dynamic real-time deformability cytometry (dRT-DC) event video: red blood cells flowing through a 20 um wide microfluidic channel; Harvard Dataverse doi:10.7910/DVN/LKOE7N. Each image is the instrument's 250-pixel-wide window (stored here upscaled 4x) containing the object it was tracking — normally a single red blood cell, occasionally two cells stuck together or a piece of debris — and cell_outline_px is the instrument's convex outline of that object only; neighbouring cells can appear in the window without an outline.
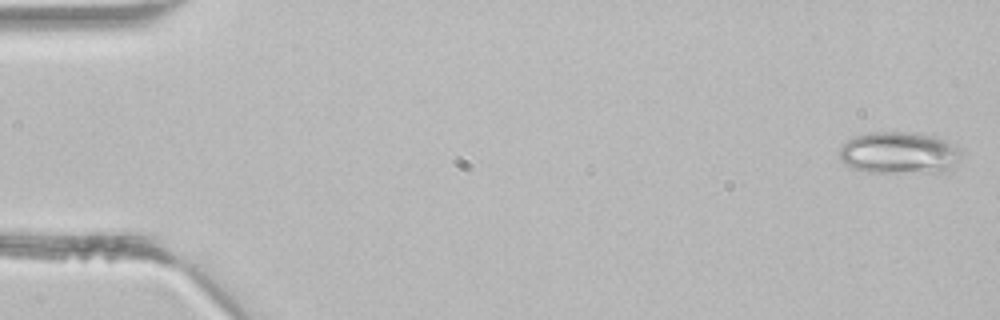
{"species": "common noctule bat (a hibernating species)", "species_latin": "Nyctalus noctula", "temperature_condition": "room temperature", "stored_images_in_passage": 4, "segment_of_instrument_passage": [2, 2], "camera_frame_rate_fps": 3000, "um_per_image_px": 0.085, "animal": {"sex": "male", "body_mass_g": 21.5, "forearm_length_mm": 52.0}, "frame": {"image": 1, "passage_image": 4, "time_ms": 1.0, "image_size_px": [1000, 320], "cell_outline_px": [[960, 156], [952, 172], [864, 172], [852, 168], [844, 164], [840, 160], [840, 148], [848, 140], [856, 136], [868, 132], [916, 132], [936, 136], [948, 140], [960, 148]], "centroid_in_image_um": [76.48, 13.0], "position_along_channel_um": 8.5, "area_um2": 30.35}}